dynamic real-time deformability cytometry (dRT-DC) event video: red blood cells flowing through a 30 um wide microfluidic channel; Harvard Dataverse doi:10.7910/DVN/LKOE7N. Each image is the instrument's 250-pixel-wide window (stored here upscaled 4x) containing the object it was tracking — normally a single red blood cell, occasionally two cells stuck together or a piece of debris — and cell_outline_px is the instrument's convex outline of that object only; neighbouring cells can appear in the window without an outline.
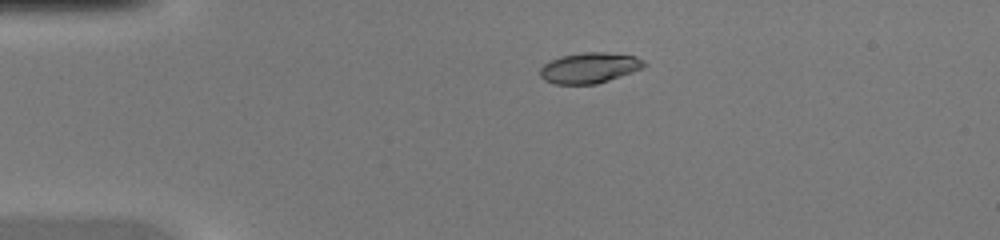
{"species": "common noctule bat (a hibernating species)", "species_latin": "Nyctalus noctula", "temperature_condition": "warm", "stored_images_in_passage": 37, "camera_frame_rate_fps": 3000, "um_per_image_px": 0.085, "animal": {"sex": "female", "body_mass_g": 20.0, "forearm_length_mm": 54.0}, "frame": {"image": 1, "passage_image": 1, "time_ms": 0.0, "image_size_px": [1000, 240], "cell_outline_px": [[648, 64], [644, 68], [596, 84], [552, 84], [544, 80], [540, 76], [540, 68], [544, 64], [560, 56], [584, 52], [604, 52], [636, 56], [644, 60]], "centroid_in_image_um": [50.11, 5.77], "position_along_channel_um": 34.9, "area_um2": 18.61}}
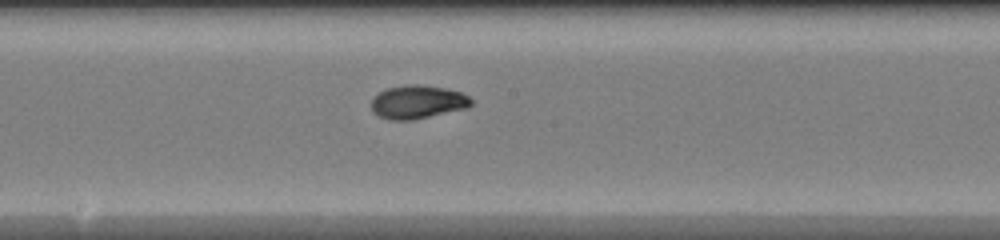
{"frame": {"image": 2, "passage_image": 16, "time_ms": 5.0, "image_size_px": [1000, 240], "cell_outline_px": [[472, 104], [464, 108], [412, 120], [388, 120], [372, 112], [372, 100], [380, 92], [388, 88], [408, 84], [420, 84], [444, 88], [460, 92], [468, 96], [472, 100]], "centroid_in_image_um": [35.47, 8.66], "position_along_channel_um": 212.7, "area_um2": 19.13}}
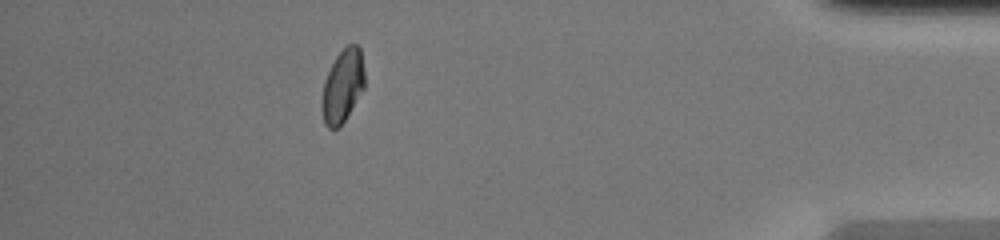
{"frame": {"image": 3, "passage_image": 32, "time_ms": 10.333, "image_size_px": [1000, 240], "cell_outline_px": [[364, 88], [340, 128], [328, 128], [324, 124], [320, 108], [320, 100], [324, 80], [336, 56], [348, 44], [356, 44], [360, 48], [364, 68]], "centroid_in_image_um": [29.09, 7.34], "position_along_channel_um": 406.1, "area_um2": 18.44}}